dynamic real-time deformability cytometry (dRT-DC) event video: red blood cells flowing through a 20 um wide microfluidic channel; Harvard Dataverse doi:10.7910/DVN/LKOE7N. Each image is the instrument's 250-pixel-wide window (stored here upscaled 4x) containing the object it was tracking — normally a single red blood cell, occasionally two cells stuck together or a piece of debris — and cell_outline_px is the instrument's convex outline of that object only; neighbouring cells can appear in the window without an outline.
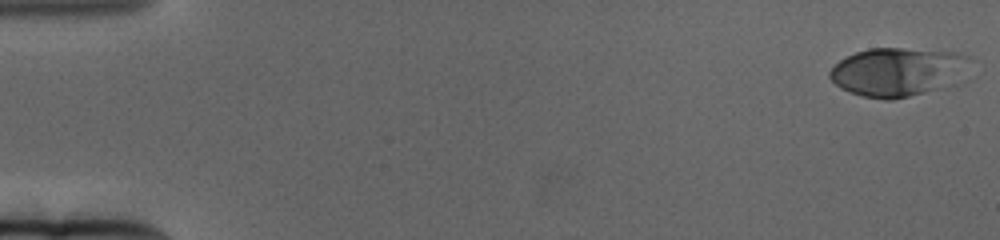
{"species": "human", "species_latin": "Homo sapiens", "temperature_condition": "cold", "stored_images_in_passage": 15, "camera_frame_rate_fps": 3000, "um_per_image_px": 0.085, "donor": {"sex": "female"}, "frame": {"image": 1, "passage_image": 1, "time_ms": 0.0, "image_size_px": [1000, 240], "cell_outline_px": [[968, 56], [940, 88], [892, 100], [888, 100], [864, 96], [840, 88], [828, 76], [828, 72], [840, 60], [856, 52], [868, 48], [904, 48], [960, 52]], "centroid_in_image_um": [76.08, 6.08], "position_along_channel_um": 8.9, "area_um2": 37.74}}